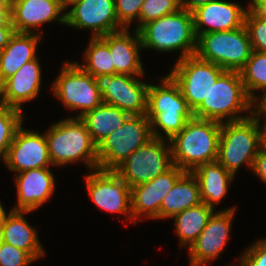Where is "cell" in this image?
I'll return each mask as SVG.
<instances>
[{"label": "cell", "instance_id": "cell-10", "mask_svg": "<svg viewBox=\"0 0 266 266\" xmlns=\"http://www.w3.org/2000/svg\"><path fill=\"white\" fill-rule=\"evenodd\" d=\"M165 140L153 137L132 152L114 171L130 188L165 173L173 166L170 142Z\"/></svg>", "mask_w": 266, "mask_h": 266}, {"label": "cell", "instance_id": "cell-32", "mask_svg": "<svg viewBox=\"0 0 266 266\" xmlns=\"http://www.w3.org/2000/svg\"><path fill=\"white\" fill-rule=\"evenodd\" d=\"M181 8V0H144L135 30L138 31L143 25L175 13Z\"/></svg>", "mask_w": 266, "mask_h": 266}, {"label": "cell", "instance_id": "cell-39", "mask_svg": "<svg viewBox=\"0 0 266 266\" xmlns=\"http://www.w3.org/2000/svg\"><path fill=\"white\" fill-rule=\"evenodd\" d=\"M14 33H15V30L11 23V20H9L4 25H0V52L9 43V40Z\"/></svg>", "mask_w": 266, "mask_h": 266}, {"label": "cell", "instance_id": "cell-20", "mask_svg": "<svg viewBox=\"0 0 266 266\" xmlns=\"http://www.w3.org/2000/svg\"><path fill=\"white\" fill-rule=\"evenodd\" d=\"M17 205L11 210L33 212L50 200L55 190V176L50 167L15 174Z\"/></svg>", "mask_w": 266, "mask_h": 266}, {"label": "cell", "instance_id": "cell-4", "mask_svg": "<svg viewBox=\"0 0 266 266\" xmlns=\"http://www.w3.org/2000/svg\"><path fill=\"white\" fill-rule=\"evenodd\" d=\"M138 33L144 49L156 52H177L178 60L193 56L196 52L197 37L194 30L193 13L186 9L162 16L143 25Z\"/></svg>", "mask_w": 266, "mask_h": 266}, {"label": "cell", "instance_id": "cell-8", "mask_svg": "<svg viewBox=\"0 0 266 266\" xmlns=\"http://www.w3.org/2000/svg\"><path fill=\"white\" fill-rule=\"evenodd\" d=\"M153 138L146 114L129 115L121 127L98 146V169L115 170L126 158Z\"/></svg>", "mask_w": 266, "mask_h": 266}, {"label": "cell", "instance_id": "cell-22", "mask_svg": "<svg viewBox=\"0 0 266 266\" xmlns=\"http://www.w3.org/2000/svg\"><path fill=\"white\" fill-rule=\"evenodd\" d=\"M101 38L109 45L115 74L144 76L145 72L140 58V49L143 47L137 30L131 34L129 29H123Z\"/></svg>", "mask_w": 266, "mask_h": 266}, {"label": "cell", "instance_id": "cell-5", "mask_svg": "<svg viewBox=\"0 0 266 266\" xmlns=\"http://www.w3.org/2000/svg\"><path fill=\"white\" fill-rule=\"evenodd\" d=\"M243 111H247V114L238 115ZM254 111L255 102L247 95L240 73L225 71L211 87L207 98L193 111V115L223 123L248 118Z\"/></svg>", "mask_w": 266, "mask_h": 266}, {"label": "cell", "instance_id": "cell-19", "mask_svg": "<svg viewBox=\"0 0 266 266\" xmlns=\"http://www.w3.org/2000/svg\"><path fill=\"white\" fill-rule=\"evenodd\" d=\"M196 37L205 33L235 30L245 24L246 9L235 2L213 0L193 12Z\"/></svg>", "mask_w": 266, "mask_h": 266}, {"label": "cell", "instance_id": "cell-34", "mask_svg": "<svg viewBox=\"0 0 266 266\" xmlns=\"http://www.w3.org/2000/svg\"><path fill=\"white\" fill-rule=\"evenodd\" d=\"M34 261L28 252L4 241L0 243V266H28Z\"/></svg>", "mask_w": 266, "mask_h": 266}, {"label": "cell", "instance_id": "cell-44", "mask_svg": "<svg viewBox=\"0 0 266 266\" xmlns=\"http://www.w3.org/2000/svg\"><path fill=\"white\" fill-rule=\"evenodd\" d=\"M0 11H11V0H0Z\"/></svg>", "mask_w": 266, "mask_h": 266}, {"label": "cell", "instance_id": "cell-35", "mask_svg": "<svg viewBox=\"0 0 266 266\" xmlns=\"http://www.w3.org/2000/svg\"><path fill=\"white\" fill-rule=\"evenodd\" d=\"M239 266H266V238H261L239 257Z\"/></svg>", "mask_w": 266, "mask_h": 266}, {"label": "cell", "instance_id": "cell-43", "mask_svg": "<svg viewBox=\"0 0 266 266\" xmlns=\"http://www.w3.org/2000/svg\"><path fill=\"white\" fill-rule=\"evenodd\" d=\"M11 17V11H0V25L6 24Z\"/></svg>", "mask_w": 266, "mask_h": 266}, {"label": "cell", "instance_id": "cell-13", "mask_svg": "<svg viewBox=\"0 0 266 266\" xmlns=\"http://www.w3.org/2000/svg\"><path fill=\"white\" fill-rule=\"evenodd\" d=\"M85 179L89 195L98 208L109 213L123 214L133 222L131 188L123 178L114 170L95 169Z\"/></svg>", "mask_w": 266, "mask_h": 266}, {"label": "cell", "instance_id": "cell-47", "mask_svg": "<svg viewBox=\"0 0 266 266\" xmlns=\"http://www.w3.org/2000/svg\"><path fill=\"white\" fill-rule=\"evenodd\" d=\"M3 241V237H2V228H1V225H0V243Z\"/></svg>", "mask_w": 266, "mask_h": 266}, {"label": "cell", "instance_id": "cell-33", "mask_svg": "<svg viewBox=\"0 0 266 266\" xmlns=\"http://www.w3.org/2000/svg\"><path fill=\"white\" fill-rule=\"evenodd\" d=\"M144 0H115V12L118 22L125 28L131 26L132 21L139 22V15Z\"/></svg>", "mask_w": 266, "mask_h": 266}, {"label": "cell", "instance_id": "cell-21", "mask_svg": "<svg viewBox=\"0 0 266 266\" xmlns=\"http://www.w3.org/2000/svg\"><path fill=\"white\" fill-rule=\"evenodd\" d=\"M41 65L38 57L23 64L0 85V103L23 110L24 102L38 97L41 89Z\"/></svg>", "mask_w": 266, "mask_h": 266}, {"label": "cell", "instance_id": "cell-6", "mask_svg": "<svg viewBox=\"0 0 266 266\" xmlns=\"http://www.w3.org/2000/svg\"><path fill=\"white\" fill-rule=\"evenodd\" d=\"M260 150L259 113L245 119L223 122L220 131L217 161L234 176L245 163L252 171Z\"/></svg>", "mask_w": 266, "mask_h": 266}, {"label": "cell", "instance_id": "cell-38", "mask_svg": "<svg viewBox=\"0 0 266 266\" xmlns=\"http://www.w3.org/2000/svg\"><path fill=\"white\" fill-rule=\"evenodd\" d=\"M252 171L254 174L261 179L262 182L266 183V153L259 150L258 154L254 159Z\"/></svg>", "mask_w": 266, "mask_h": 266}, {"label": "cell", "instance_id": "cell-23", "mask_svg": "<svg viewBox=\"0 0 266 266\" xmlns=\"http://www.w3.org/2000/svg\"><path fill=\"white\" fill-rule=\"evenodd\" d=\"M15 32L0 52V84L30 60L37 58V46L43 34Z\"/></svg>", "mask_w": 266, "mask_h": 266}, {"label": "cell", "instance_id": "cell-48", "mask_svg": "<svg viewBox=\"0 0 266 266\" xmlns=\"http://www.w3.org/2000/svg\"><path fill=\"white\" fill-rule=\"evenodd\" d=\"M255 1H266V0H250V3H248V6H249L252 2H255Z\"/></svg>", "mask_w": 266, "mask_h": 266}, {"label": "cell", "instance_id": "cell-16", "mask_svg": "<svg viewBox=\"0 0 266 266\" xmlns=\"http://www.w3.org/2000/svg\"><path fill=\"white\" fill-rule=\"evenodd\" d=\"M8 170L20 173L29 169L52 167L44 133L25 130L21 125L15 133L6 158Z\"/></svg>", "mask_w": 266, "mask_h": 266}, {"label": "cell", "instance_id": "cell-46", "mask_svg": "<svg viewBox=\"0 0 266 266\" xmlns=\"http://www.w3.org/2000/svg\"><path fill=\"white\" fill-rule=\"evenodd\" d=\"M64 7H67L74 0H58Z\"/></svg>", "mask_w": 266, "mask_h": 266}, {"label": "cell", "instance_id": "cell-26", "mask_svg": "<svg viewBox=\"0 0 266 266\" xmlns=\"http://www.w3.org/2000/svg\"><path fill=\"white\" fill-rule=\"evenodd\" d=\"M202 203L200 186L192 172H185L164 196L160 206V219L173 218L180 212Z\"/></svg>", "mask_w": 266, "mask_h": 266}, {"label": "cell", "instance_id": "cell-11", "mask_svg": "<svg viewBox=\"0 0 266 266\" xmlns=\"http://www.w3.org/2000/svg\"><path fill=\"white\" fill-rule=\"evenodd\" d=\"M224 72L222 67L193 55L177 60L169 75L194 111L207 98L211 87Z\"/></svg>", "mask_w": 266, "mask_h": 266}, {"label": "cell", "instance_id": "cell-30", "mask_svg": "<svg viewBox=\"0 0 266 266\" xmlns=\"http://www.w3.org/2000/svg\"><path fill=\"white\" fill-rule=\"evenodd\" d=\"M247 95L256 102V93H266V52L252 51L250 58L239 71ZM257 91V92H256Z\"/></svg>", "mask_w": 266, "mask_h": 266}, {"label": "cell", "instance_id": "cell-7", "mask_svg": "<svg viewBox=\"0 0 266 266\" xmlns=\"http://www.w3.org/2000/svg\"><path fill=\"white\" fill-rule=\"evenodd\" d=\"M253 49L246 26L235 30L205 33L197 37L195 55L225 71L239 72Z\"/></svg>", "mask_w": 266, "mask_h": 266}, {"label": "cell", "instance_id": "cell-28", "mask_svg": "<svg viewBox=\"0 0 266 266\" xmlns=\"http://www.w3.org/2000/svg\"><path fill=\"white\" fill-rule=\"evenodd\" d=\"M215 210L205 203L185 209L175 215L174 219L176 234L180 240V246L189 248L206 227L210 216ZM188 246V247H187Z\"/></svg>", "mask_w": 266, "mask_h": 266}, {"label": "cell", "instance_id": "cell-9", "mask_svg": "<svg viewBox=\"0 0 266 266\" xmlns=\"http://www.w3.org/2000/svg\"><path fill=\"white\" fill-rule=\"evenodd\" d=\"M55 81L52 82L53 95L71 111L79 110L74 118L100 106L102 95L95 78L85 72L76 62H65Z\"/></svg>", "mask_w": 266, "mask_h": 266}, {"label": "cell", "instance_id": "cell-1", "mask_svg": "<svg viewBox=\"0 0 266 266\" xmlns=\"http://www.w3.org/2000/svg\"><path fill=\"white\" fill-rule=\"evenodd\" d=\"M222 123L193 117L170 140L173 165L185 172H193L205 163L218 159Z\"/></svg>", "mask_w": 266, "mask_h": 266}, {"label": "cell", "instance_id": "cell-3", "mask_svg": "<svg viewBox=\"0 0 266 266\" xmlns=\"http://www.w3.org/2000/svg\"><path fill=\"white\" fill-rule=\"evenodd\" d=\"M45 137L52 166L85 162L89 171L98 169L97 146L80 118L70 116L55 122Z\"/></svg>", "mask_w": 266, "mask_h": 266}, {"label": "cell", "instance_id": "cell-25", "mask_svg": "<svg viewBox=\"0 0 266 266\" xmlns=\"http://www.w3.org/2000/svg\"><path fill=\"white\" fill-rule=\"evenodd\" d=\"M192 173L200 186L201 201L215 210L216 204L228 194L229 184L235 176L218 161L202 164Z\"/></svg>", "mask_w": 266, "mask_h": 266}, {"label": "cell", "instance_id": "cell-12", "mask_svg": "<svg viewBox=\"0 0 266 266\" xmlns=\"http://www.w3.org/2000/svg\"><path fill=\"white\" fill-rule=\"evenodd\" d=\"M138 77L143 76L105 74L94 78L104 104L118 107L129 115H144L147 112L149 83Z\"/></svg>", "mask_w": 266, "mask_h": 266}, {"label": "cell", "instance_id": "cell-2", "mask_svg": "<svg viewBox=\"0 0 266 266\" xmlns=\"http://www.w3.org/2000/svg\"><path fill=\"white\" fill-rule=\"evenodd\" d=\"M159 80L157 85L149 84L146 116L153 137L170 140L194 115L173 78L166 74Z\"/></svg>", "mask_w": 266, "mask_h": 266}, {"label": "cell", "instance_id": "cell-41", "mask_svg": "<svg viewBox=\"0 0 266 266\" xmlns=\"http://www.w3.org/2000/svg\"><path fill=\"white\" fill-rule=\"evenodd\" d=\"M261 115L259 114V144L260 150L266 153V118L263 120L264 123H260Z\"/></svg>", "mask_w": 266, "mask_h": 266}, {"label": "cell", "instance_id": "cell-27", "mask_svg": "<svg viewBox=\"0 0 266 266\" xmlns=\"http://www.w3.org/2000/svg\"><path fill=\"white\" fill-rule=\"evenodd\" d=\"M129 114L118 107L102 103L80 119L86 125L93 143L98 146L108 135L122 126Z\"/></svg>", "mask_w": 266, "mask_h": 266}, {"label": "cell", "instance_id": "cell-29", "mask_svg": "<svg viewBox=\"0 0 266 266\" xmlns=\"http://www.w3.org/2000/svg\"><path fill=\"white\" fill-rule=\"evenodd\" d=\"M88 45L84 52L85 64L76 63L93 77L115 74V66L112 64L109 45L101 37H91Z\"/></svg>", "mask_w": 266, "mask_h": 266}, {"label": "cell", "instance_id": "cell-15", "mask_svg": "<svg viewBox=\"0 0 266 266\" xmlns=\"http://www.w3.org/2000/svg\"><path fill=\"white\" fill-rule=\"evenodd\" d=\"M235 210L236 206L213 212L206 227L187 250L190 266H207L222 254L229 240Z\"/></svg>", "mask_w": 266, "mask_h": 266}, {"label": "cell", "instance_id": "cell-31", "mask_svg": "<svg viewBox=\"0 0 266 266\" xmlns=\"http://www.w3.org/2000/svg\"><path fill=\"white\" fill-rule=\"evenodd\" d=\"M24 115L20 109L0 103V160L6 158L16 131L23 125Z\"/></svg>", "mask_w": 266, "mask_h": 266}, {"label": "cell", "instance_id": "cell-17", "mask_svg": "<svg viewBox=\"0 0 266 266\" xmlns=\"http://www.w3.org/2000/svg\"><path fill=\"white\" fill-rule=\"evenodd\" d=\"M184 173V170L173 165L168 171L153 180L132 187L130 201L133 224H136L137 219L142 218L141 216L146 219H160V206L164 196Z\"/></svg>", "mask_w": 266, "mask_h": 266}, {"label": "cell", "instance_id": "cell-37", "mask_svg": "<svg viewBox=\"0 0 266 266\" xmlns=\"http://www.w3.org/2000/svg\"><path fill=\"white\" fill-rule=\"evenodd\" d=\"M245 19L266 21V1H255L247 6Z\"/></svg>", "mask_w": 266, "mask_h": 266}, {"label": "cell", "instance_id": "cell-24", "mask_svg": "<svg viewBox=\"0 0 266 266\" xmlns=\"http://www.w3.org/2000/svg\"><path fill=\"white\" fill-rule=\"evenodd\" d=\"M9 211L1 224L3 241L28 252L35 260L40 259L45 255L44 247L39 241L36 229L24 217L30 211Z\"/></svg>", "mask_w": 266, "mask_h": 266}, {"label": "cell", "instance_id": "cell-14", "mask_svg": "<svg viewBox=\"0 0 266 266\" xmlns=\"http://www.w3.org/2000/svg\"><path fill=\"white\" fill-rule=\"evenodd\" d=\"M67 8L65 26L90 30L93 38L125 29L118 22L115 0H74Z\"/></svg>", "mask_w": 266, "mask_h": 266}, {"label": "cell", "instance_id": "cell-36", "mask_svg": "<svg viewBox=\"0 0 266 266\" xmlns=\"http://www.w3.org/2000/svg\"><path fill=\"white\" fill-rule=\"evenodd\" d=\"M253 51L266 52V21L245 19Z\"/></svg>", "mask_w": 266, "mask_h": 266}, {"label": "cell", "instance_id": "cell-45", "mask_svg": "<svg viewBox=\"0 0 266 266\" xmlns=\"http://www.w3.org/2000/svg\"><path fill=\"white\" fill-rule=\"evenodd\" d=\"M2 203L0 201V225L4 222V219L6 217V211L3 209Z\"/></svg>", "mask_w": 266, "mask_h": 266}, {"label": "cell", "instance_id": "cell-40", "mask_svg": "<svg viewBox=\"0 0 266 266\" xmlns=\"http://www.w3.org/2000/svg\"><path fill=\"white\" fill-rule=\"evenodd\" d=\"M213 0H181V7L189 12H193L198 7L205 5Z\"/></svg>", "mask_w": 266, "mask_h": 266}, {"label": "cell", "instance_id": "cell-18", "mask_svg": "<svg viewBox=\"0 0 266 266\" xmlns=\"http://www.w3.org/2000/svg\"><path fill=\"white\" fill-rule=\"evenodd\" d=\"M64 11L66 7L58 0H13L10 20L15 32L36 34L46 22L65 25Z\"/></svg>", "mask_w": 266, "mask_h": 266}, {"label": "cell", "instance_id": "cell-42", "mask_svg": "<svg viewBox=\"0 0 266 266\" xmlns=\"http://www.w3.org/2000/svg\"><path fill=\"white\" fill-rule=\"evenodd\" d=\"M262 97L259 98L255 102V110L263 116V118H266V93L264 95H261Z\"/></svg>", "mask_w": 266, "mask_h": 266}]
</instances>
